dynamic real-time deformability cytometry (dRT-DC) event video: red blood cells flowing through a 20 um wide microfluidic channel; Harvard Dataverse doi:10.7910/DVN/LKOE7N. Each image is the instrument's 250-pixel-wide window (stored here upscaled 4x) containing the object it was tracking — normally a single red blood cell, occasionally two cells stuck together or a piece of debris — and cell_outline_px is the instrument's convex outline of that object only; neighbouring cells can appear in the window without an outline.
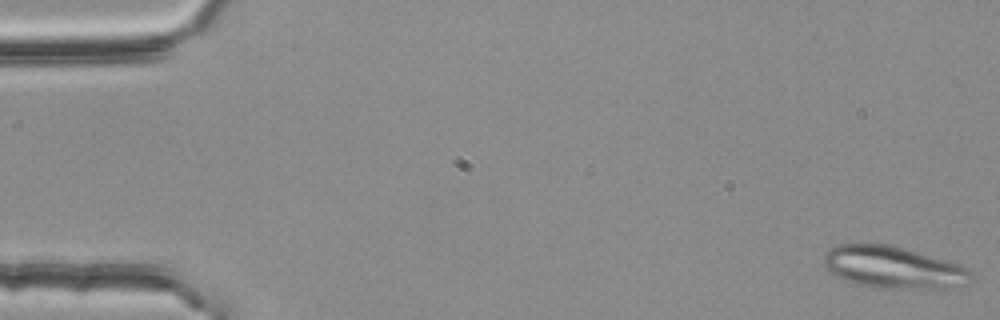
{"species": "common noctule bat (a hibernating species)", "species_latin": "Nyctalus noctula", "temperature_condition": "room temperature", "stored_images_in_passage": 53, "segment_of_instrument_passage": [1, 2], "camera_frame_rate_fps": 3000, "um_per_image_px": 0.085, "animal": {"sex": "female", "body_mass_g": 25.1}, "frame": {"image": 1, "passage_image": 1, "time_ms": 0.0, "image_size_px": [1000, 320], "cell_outline_px": [[972, 276], [960, 284], [948, 288], [884, 288], [864, 284], [848, 280], [836, 276], [824, 264], [824, 252], [836, 244], [860, 240], [892, 244], [960, 264], [968, 268], [972, 272]], "centroid_in_image_um": [75.86, 22.64], "position_along_channel_um": 9.1, "area_um2": 36.3}}